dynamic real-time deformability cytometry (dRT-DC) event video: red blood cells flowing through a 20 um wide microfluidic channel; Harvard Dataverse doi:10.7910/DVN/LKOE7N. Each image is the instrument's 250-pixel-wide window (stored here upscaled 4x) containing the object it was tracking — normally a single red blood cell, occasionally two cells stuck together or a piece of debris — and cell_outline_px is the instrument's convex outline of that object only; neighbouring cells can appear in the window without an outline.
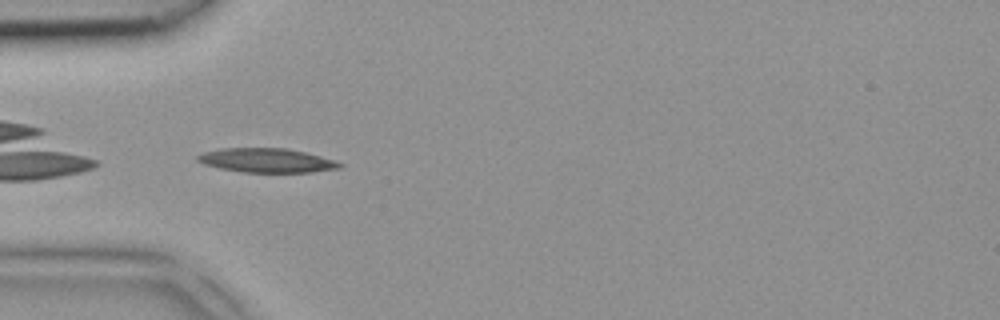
{"species": "common noctule bat (a hibernating species)", "species_latin": "Nyctalus noctula", "temperature_condition": "room temperature", "stored_images_in_passage": 5, "camera_frame_rate_fps": 3000, "um_per_image_px": 0.085, "animal": {"sex": "female", "body_mass_g": 18.4}, "frame": {"image": 1, "passage_image": 3, "time_ms": 0.667, "image_size_px": [1000, 320], "cell_outline_px": [[344, 164], [340, 168], [312, 172], [244, 172], [220, 168], [204, 164], [196, 160], [196, 156], [204, 152], [220, 148], [284, 148], [304, 152], [336, 160]], "centroid_in_image_um": [22.67, 13.63], "position_along_channel_um": 62.3, "area_um2": 19.94}}